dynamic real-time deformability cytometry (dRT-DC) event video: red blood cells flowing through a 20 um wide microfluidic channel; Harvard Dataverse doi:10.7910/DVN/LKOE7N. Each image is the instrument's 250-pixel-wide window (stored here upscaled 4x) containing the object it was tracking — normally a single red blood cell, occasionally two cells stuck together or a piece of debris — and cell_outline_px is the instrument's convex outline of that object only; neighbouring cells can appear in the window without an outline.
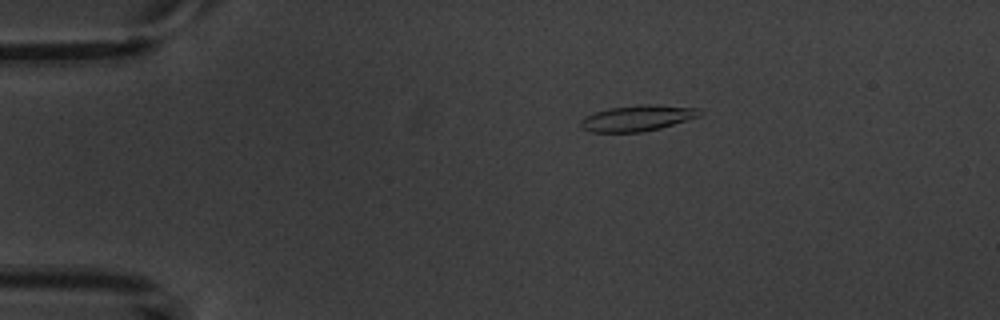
{"species": "common noctule bat (a hibernating species)", "species_latin": "Nyctalus noctula", "temperature_condition": "warm", "stored_images_in_passage": 5, "camera_frame_rate_fps": 3000, "um_per_image_px": 0.085, "animal": {"sex": "male", "body_mass_g": 20.1, "forearm_length_mm": 53.5}, "frame": {"image": 1, "passage_image": 2, "time_ms": 1.333, "image_size_px": [1000, 320], "cell_outline_px": [[704, 112], [700, 116], [660, 128], [640, 132], [592, 132], [584, 128], [580, 124], [580, 120], [596, 112], [612, 108], [640, 104], [648, 104], [700, 108]], "centroid_in_image_um": [54.24, 10.03], "position_along_channel_um": 30.8, "area_um2": 17.69}}
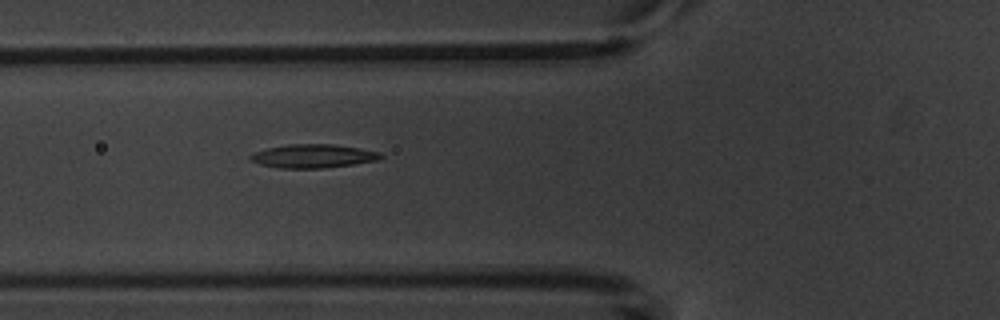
{"frame": {"image": 2, "passage_image": 5, "time_ms": 4.667, "image_size_px": [1000, 320], "cell_outline_px": [[384, 156], [380, 160], [324, 168], [280, 168], [260, 164], [248, 160], [248, 156], [252, 152], [268, 148], [288, 144], [332, 144], [360, 148], [380, 152]], "centroid_in_image_um": [26.6, 13.26], "position_along_channel_um": 99.2, "area_um2": 18.03}}